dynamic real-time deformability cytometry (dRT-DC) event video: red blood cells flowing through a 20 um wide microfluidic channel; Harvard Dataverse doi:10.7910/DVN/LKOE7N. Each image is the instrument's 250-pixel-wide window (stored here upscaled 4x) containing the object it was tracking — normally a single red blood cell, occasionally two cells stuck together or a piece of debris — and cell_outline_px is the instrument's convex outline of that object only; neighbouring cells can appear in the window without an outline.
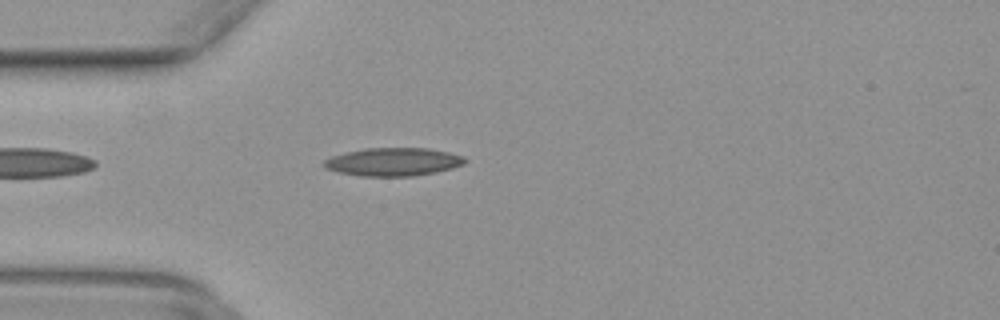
{"species": "common noctule bat (a hibernating species)", "species_latin": "Nyctalus noctula", "temperature_condition": "warm", "stored_images_in_passage": 33, "camera_frame_rate_fps": 3000, "um_per_image_px": 0.085, "animal": {"sex": "female", "body_mass_g": 29.2, "forearm_length_mm": 56.3}, "frame": {"image": 1, "passage_image": 1, "time_ms": 0.0, "image_size_px": [1000, 320], "cell_outline_px": [[468, 160], [464, 164], [452, 168], [436, 172], [412, 176], [360, 176], [340, 172], [324, 168], [320, 164], [324, 160], [332, 156], [344, 152], [364, 148], [428, 148], [448, 152], [464, 156]], "centroid_in_image_um": [33.41, 13.75], "position_along_channel_um": 51.6, "area_um2": 23.29}}
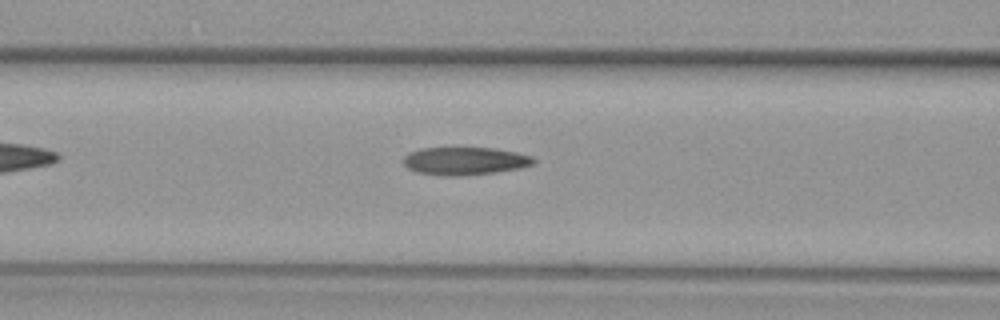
{"frame": {"image": 2, "passage_image": 7, "time_ms": 2.0, "image_size_px": [1000, 320], "cell_outline_px": [[536, 164], [520, 168], [496, 172], [460, 176], [440, 176], [416, 172], [408, 168], [404, 164], [404, 156], [420, 148], [452, 144], [496, 148], [516, 152], [532, 156], [536, 160]], "centroid_in_image_um": [39.51, 13.63], "position_along_channel_um": 127.1, "area_um2": 22.37}}
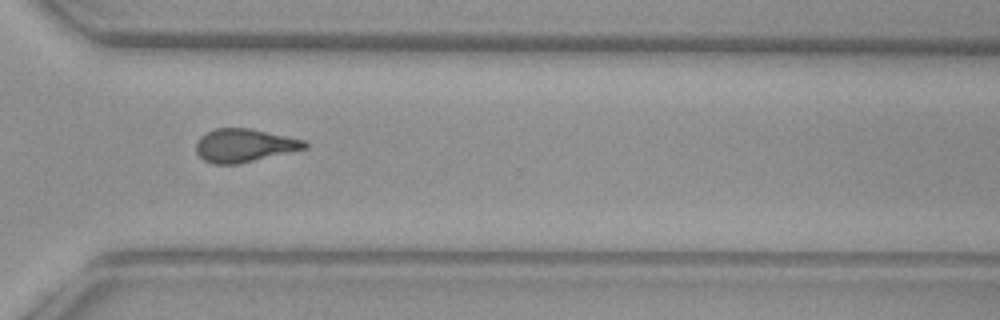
{"frame": {"image": 3, "passage_image": 23, "time_ms": 7.333, "image_size_px": [1000, 320], "cell_outline_px": [[308, 148], [236, 164], [212, 164], [204, 160], [196, 152], [196, 140], [200, 136], [216, 128], [248, 128], [304, 140], [308, 144]], "centroid_in_image_um": [20.73, 12.36], "position_along_channel_um": 349.9, "area_um2": 20.81}}